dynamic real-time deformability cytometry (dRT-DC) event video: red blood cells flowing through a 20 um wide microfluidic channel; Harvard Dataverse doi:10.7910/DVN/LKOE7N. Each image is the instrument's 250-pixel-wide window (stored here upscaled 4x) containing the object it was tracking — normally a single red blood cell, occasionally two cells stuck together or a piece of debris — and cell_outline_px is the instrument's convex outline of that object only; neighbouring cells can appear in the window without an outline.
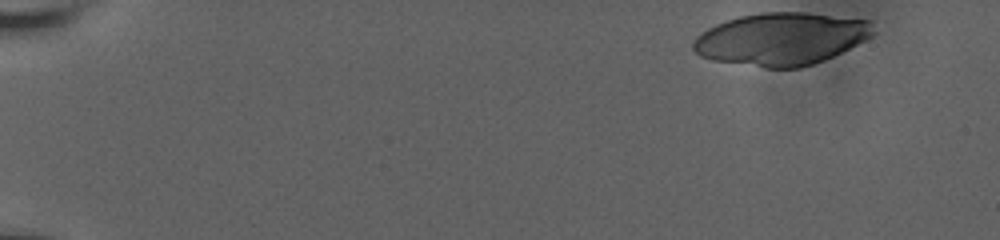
{"species": "human", "species_latin": "Homo sapiens", "temperature_condition": "room temperature", "stored_images_in_passage": 19, "camera_frame_rate_fps": 3000, "um_per_image_px": 0.085, "donor": {"sex": "male"}, "frame": {"image": 1, "passage_image": 1, "time_ms": 0.0, "image_size_px": [1000, 240], "cell_outline_px": [[872, 36], [824, 60], [800, 68], [764, 68], [712, 60], [700, 56], [692, 48], [692, 40], [700, 32], [716, 24], [740, 16], [760, 12], [804, 12], [872, 20]], "centroid_in_image_um": [66.35, 3.31], "position_along_channel_um": 18.6, "area_um2": 55.03}}